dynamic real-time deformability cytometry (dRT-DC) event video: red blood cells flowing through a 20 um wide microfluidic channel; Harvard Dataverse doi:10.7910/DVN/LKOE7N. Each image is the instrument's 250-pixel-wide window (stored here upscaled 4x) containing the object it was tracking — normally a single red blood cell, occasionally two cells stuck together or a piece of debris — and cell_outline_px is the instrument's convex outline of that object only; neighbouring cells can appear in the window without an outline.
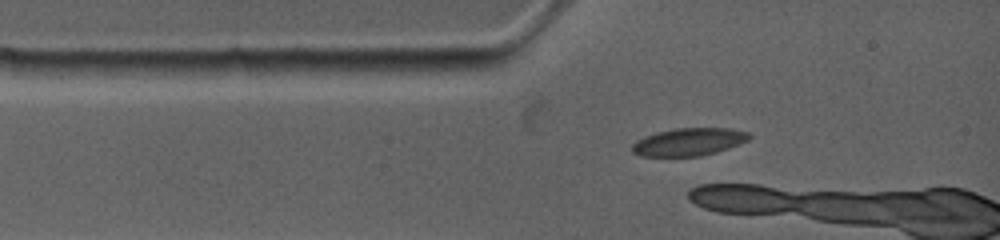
{"species": "common noctule bat (a hibernating species)", "species_latin": "Nyctalus noctula", "temperature_condition": "warm", "stored_images_in_passage": 3, "camera_frame_rate_fps": 4500, "um_per_image_px": 0.085, "animal": {"sex": "female", "body_mass_g": 19.0, "forearm_length_mm": 53.3}, "frame": {"image": 1, "passage_image": 1, "time_ms": 0.0, "image_size_px": [1000, 240], "cell_outline_px": [[752, 136], [748, 140], [728, 148], [716, 152], [700, 156], [640, 156], [632, 152], [632, 144], [636, 140], [644, 136], [656, 132], [676, 128], [732, 128], [748, 132]], "centroid_in_image_um": [58.54, 12.05], "position_along_channel_um": 26.5, "area_um2": 18.96}}